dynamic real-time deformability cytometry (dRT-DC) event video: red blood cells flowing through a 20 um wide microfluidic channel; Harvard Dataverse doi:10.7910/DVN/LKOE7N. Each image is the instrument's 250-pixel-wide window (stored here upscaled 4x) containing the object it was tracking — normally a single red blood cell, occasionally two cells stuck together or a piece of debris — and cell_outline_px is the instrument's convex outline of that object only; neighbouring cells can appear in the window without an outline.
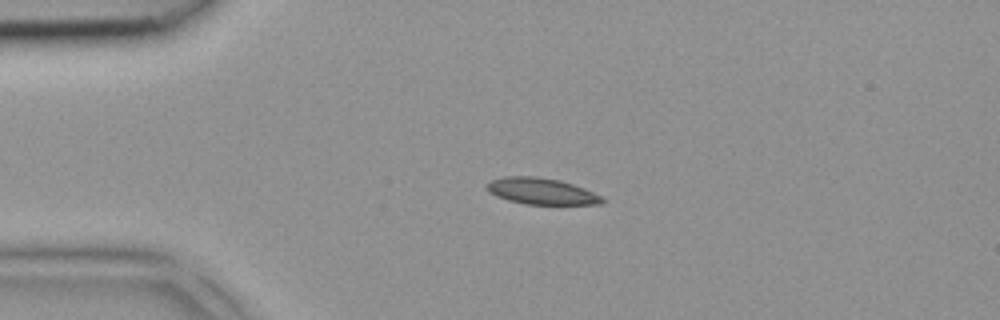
{"species": "common noctule bat (a hibernating species)", "species_latin": "Nyctalus noctula", "temperature_condition": "room temperature", "stored_images_in_passage": 3, "camera_frame_rate_fps": 3000, "um_per_image_px": 0.085, "animal": {"sex": "female", "body_mass_g": 18.4}, "frame": {"image": 1, "passage_image": 2, "time_ms": 0.333, "image_size_px": [1000, 320], "cell_outline_px": [[608, 200], [604, 204], [524, 204], [508, 200], [496, 196], [488, 192], [484, 188], [484, 184], [492, 180], [504, 176], [536, 176], [560, 180], [584, 188], [604, 196]], "centroid_in_image_um": [46.03, 16.25], "position_along_channel_um": 39.0, "area_um2": 18.09}}